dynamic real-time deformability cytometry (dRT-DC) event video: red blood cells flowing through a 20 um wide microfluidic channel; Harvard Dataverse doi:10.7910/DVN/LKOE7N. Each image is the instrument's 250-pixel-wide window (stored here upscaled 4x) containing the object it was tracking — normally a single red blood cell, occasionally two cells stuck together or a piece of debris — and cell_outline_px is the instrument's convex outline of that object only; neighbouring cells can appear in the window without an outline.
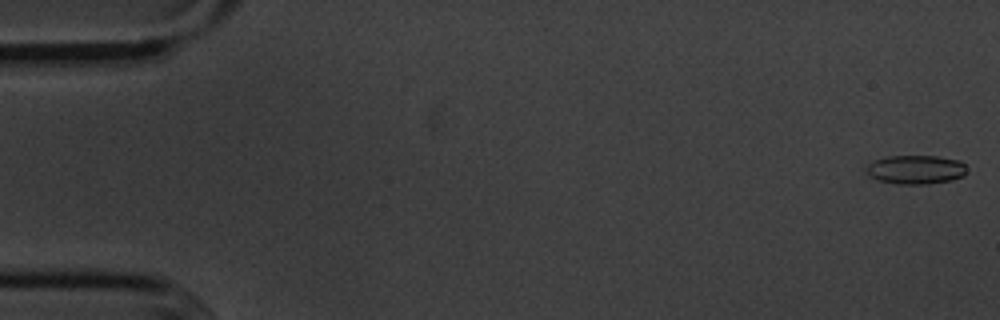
{"species": "common noctule bat (a hibernating species)", "species_latin": "Nyctalus noctula", "temperature_condition": "cold", "stored_images_in_passage": 5, "camera_frame_rate_fps": 3000, "um_per_image_px": 0.085, "animal": {"sex": "male", "body_mass_g": 20.1, "forearm_length_mm": 53.5}, "frame": {"image": 1, "passage_image": 1, "time_ms": 0.0, "image_size_px": [1000, 320], "cell_outline_px": [[964, 176], [952, 180], [928, 184], [896, 184], [880, 180], [868, 176], [864, 168], [872, 160], [888, 156], [940, 156], [960, 160], [964, 164]], "centroid_in_image_um": [77.8, 14.41], "position_along_channel_um": 7.2, "area_um2": 17.11}}
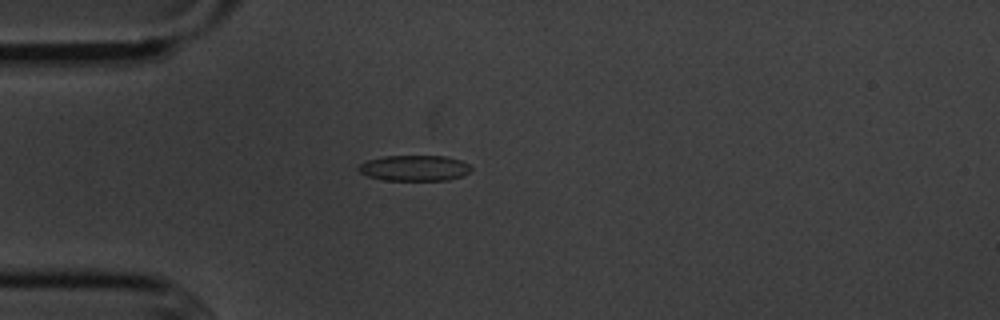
{"frame": {"image": 2, "passage_image": 4, "time_ms": 4.667, "image_size_px": [1000, 320], "cell_outline_px": [[472, 168], [464, 176], [448, 180], [384, 180], [368, 176], [360, 172], [356, 168], [360, 164], [368, 160], [384, 156], [444, 156], [460, 160], [468, 164]], "centroid_in_image_um": [35.23, 14.29], "position_along_channel_um": 49.8, "area_um2": 16.82}}